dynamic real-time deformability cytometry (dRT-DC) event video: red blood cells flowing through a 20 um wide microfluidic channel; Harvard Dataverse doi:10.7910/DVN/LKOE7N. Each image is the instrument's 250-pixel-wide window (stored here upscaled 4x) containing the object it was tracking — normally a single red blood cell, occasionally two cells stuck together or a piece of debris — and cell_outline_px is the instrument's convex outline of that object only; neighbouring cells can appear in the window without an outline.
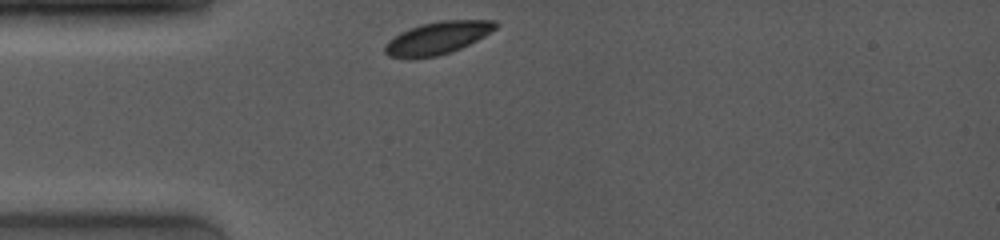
{"species": "common noctule bat (a hibernating species)", "species_latin": "Nyctalus noctula", "temperature_condition": "room temperature", "stored_images_in_passage": 40, "camera_frame_rate_fps": 4000, "um_per_image_px": 0.085, "animal": {"sex": "female", "body_mass_g": 19.0, "forearm_length_mm": 53.3}, "frame": {"image": 1, "passage_image": 1, "time_ms": 0.0, "image_size_px": [1000, 240], "cell_outline_px": [[500, 24], [496, 28], [484, 36], [452, 52], [436, 56], [412, 60], [408, 60], [388, 56], [384, 52], [384, 48], [388, 40], [400, 32], [424, 24], [440, 20], [496, 20]], "centroid_in_image_um": [37.16, 3.25], "position_along_channel_um": 47.8, "area_um2": 21.15}}
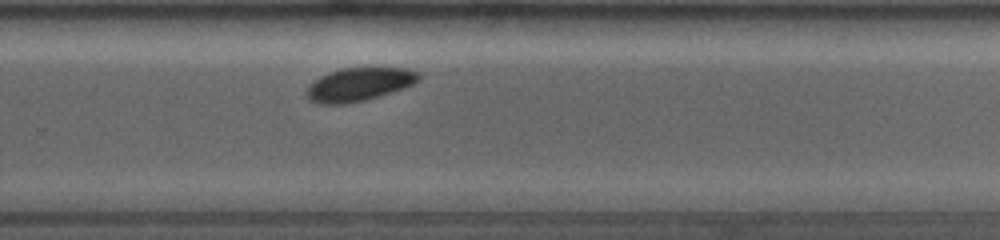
{"frame": {"image": 2, "passage_image": 28, "time_ms": 6.75, "image_size_px": [1000, 240], "cell_outline_px": [[420, 80], [404, 88], [380, 96], [348, 104], [316, 104], [308, 100], [308, 88], [320, 76], [328, 72], [344, 68], [408, 68], [420, 72]], "centroid_in_image_um": [30.56, 7.18], "position_along_channel_um": 299.2, "area_um2": 21.73}}
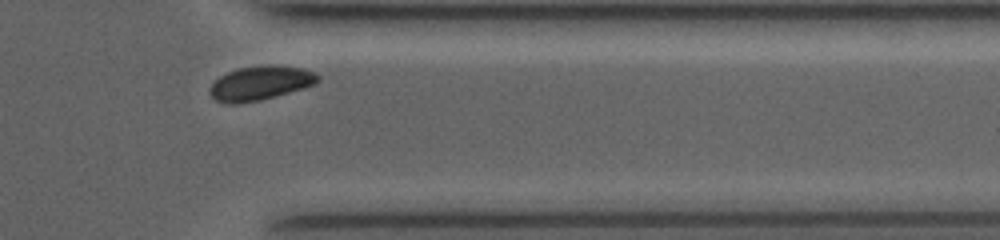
{"frame": {"image": 3, "passage_image": 37, "time_ms": 9.0, "image_size_px": [1000, 240], "cell_outline_px": [[320, 80], [316, 84], [276, 96], [260, 100], [236, 104], [224, 104], [216, 100], [208, 92], [208, 88], [220, 76], [236, 68], [304, 68], [316, 72], [320, 76]], "centroid_in_image_um": [22.1, 7.12], "position_along_channel_um": 389.3, "area_um2": 20.81}, "authors_computed_cell_mechanics": {"area_um2": 21.9351, "velocity_mm_per_s": 3.9462, "shape_relaxation_time_tau1_ms": 1.0927, "shape_relaxation_time_tau2_ms": null, "deformation_change_tau1": 0.0776, "deformation_change_tau2": null}}